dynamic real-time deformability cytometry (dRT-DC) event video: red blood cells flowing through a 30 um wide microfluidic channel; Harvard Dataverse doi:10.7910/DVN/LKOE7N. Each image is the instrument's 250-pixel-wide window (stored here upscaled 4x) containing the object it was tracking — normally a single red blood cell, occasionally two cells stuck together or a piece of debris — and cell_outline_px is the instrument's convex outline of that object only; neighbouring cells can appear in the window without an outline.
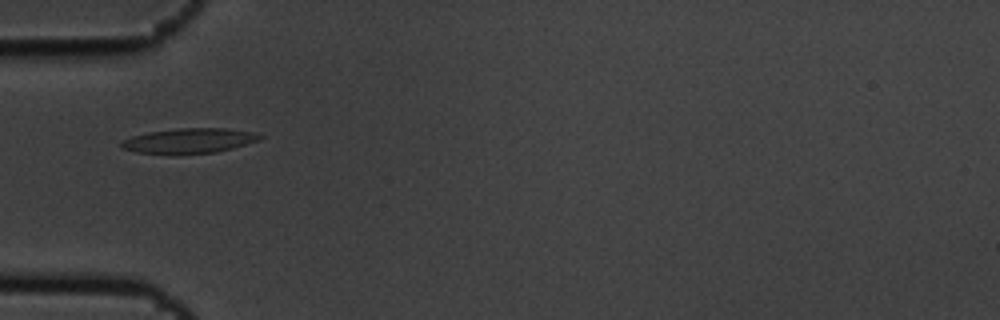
{"species": "common noctule bat (a hibernating species)", "species_latin": "Nyctalus noctula", "temperature_condition": "cold", "stored_images_in_passage": 4, "camera_frame_rate_fps": 3000, "um_per_image_px": 0.085, "animal": {"sex": "male", "body_mass_g": 19.5, "forearm_length_mm": 54.6}, "frame": {"image": 1, "passage_image": 1, "time_ms": 0.0, "image_size_px": [1000, 320], "cell_outline_px": [[264, 136], [260, 140], [232, 148], [216, 152], [136, 152], [124, 148], [120, 144], [124, 140], [132, 136], [148, 132], [176, 128], [228, 128], [252, 132]], "centroid_in_image_um": [16.14, 11.92], "position_along_channel_um": 68.9, "area_um2": 19.42}}
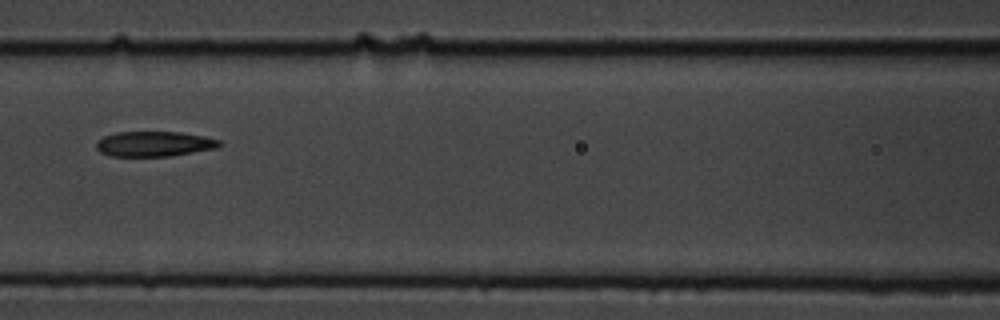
{"frame": {"image": 2, "passage_image": 3, "time_ms": 0.667, "image_size_px": [1000, 320], "cell_outline_px": [[224, 144], [216, 148], [168, 156], [108, 156], [100, 152], [96, 148], [96, 144], [104, 136], [116, 132], [180, 132], [204, 136], [220, 140]], "centroid_in_image_um": [13.11, 12.23], "position_along_channel_um": 153.5, "area_um2": 17.98}}
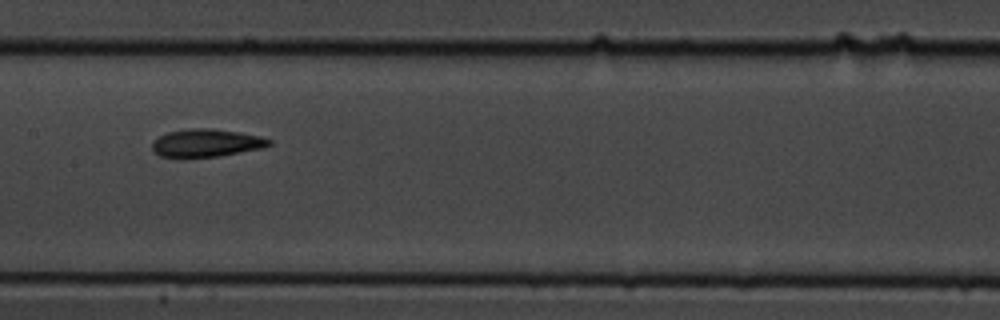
{"frame": {"image": 3, "passage_image": 4, "time_ms": 1.0, "image_size_px": [1000, 320], "cell_outline_px": [[272, 144], [264, 148], [220, 156], [180, 160], [160, 156], [152, 152], [152, 144], [160, 136], [168, 132], [192, 128], [212, 128], [240, 132], [260, 136], [272, 140]], "centroid_in_image_um": [17.52, 12.19], "position_along_channel_um": 189.9, "area_um2": 19.65}}